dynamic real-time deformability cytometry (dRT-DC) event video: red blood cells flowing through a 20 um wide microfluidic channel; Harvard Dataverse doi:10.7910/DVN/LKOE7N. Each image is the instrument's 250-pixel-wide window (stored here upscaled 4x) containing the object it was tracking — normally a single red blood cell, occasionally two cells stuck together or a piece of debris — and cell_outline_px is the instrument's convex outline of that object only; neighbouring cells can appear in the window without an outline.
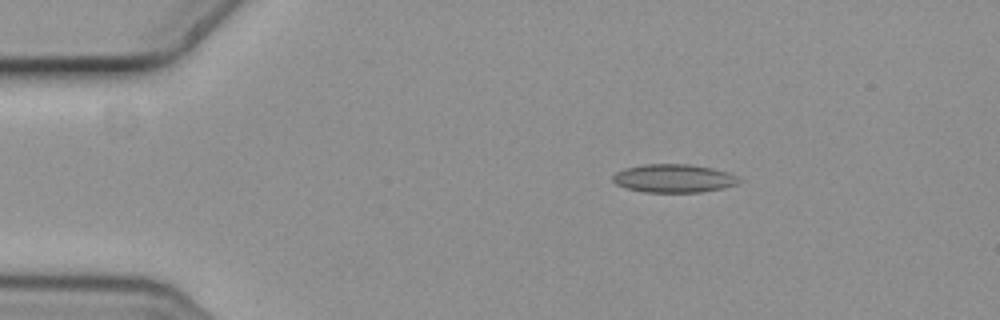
{"species": "common noctule bat (a hibernating species)", "species_latin": "Nyctalus noctula", "temperature_condition": "cold", "stored_images_in_passage": 3, "camera_frame_rate_fps": 3000, "um_per_image_px": 0.085, "animal": {"sex": "female", "body_mass_g": 19.3, "forearm_length_mm": 54.1}, "frame": {"image": 1, "passage_image": 1, "time_ms": 0.0, "image_size_px": [1000, 320], "cell_outline_px": [[740, 180], [736, 184], [724, 188], [700, 192], [644, 192], [624, 188], [616, 184], [612, 180], [612, 176], [616, 172], [624, 168], [644, 164], [688, 164], [712, 168], [728, 172], [736, 176]], "centroid_in_image_um": [57.23, 15.16], "position_along_channel_um": 27.8, "area_um2": 20.87}}